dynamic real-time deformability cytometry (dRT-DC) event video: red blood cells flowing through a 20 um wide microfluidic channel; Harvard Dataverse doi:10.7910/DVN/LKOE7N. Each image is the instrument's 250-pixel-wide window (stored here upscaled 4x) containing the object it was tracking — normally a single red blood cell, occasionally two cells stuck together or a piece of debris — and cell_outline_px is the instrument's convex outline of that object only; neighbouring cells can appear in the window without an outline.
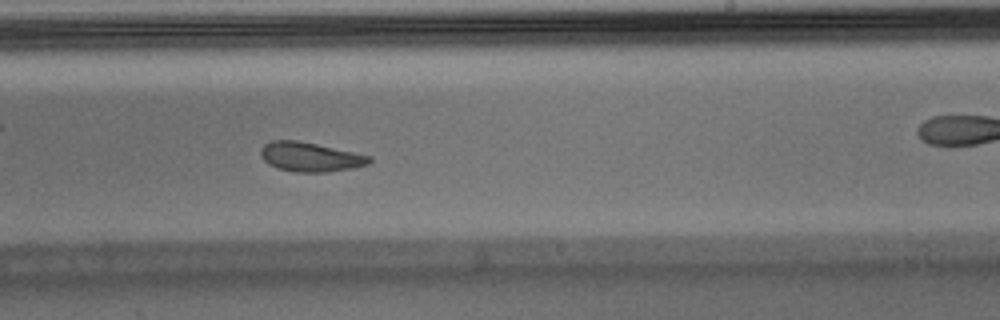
{"species": "Egyptian fruit bat (a non-hibernating species)", "species_latin": "Rousettus aegyptiacus", "temperature_condition": "warm", "stored_images_in_passage": 51, "camera_frame_rate_fps": 3000, "um_per_image_px": 0.085, "animal": {"sex": "male"}, "frame": {"image": 1, "passage_image": 30, "time_ms": 9.667, "image_size_px": [1000, 320], "cell_outline_px": [[372, 160], [368, 164], [352, 168], [324, 172], [296, 172], [280, 168], [268, 164], [260, 156], [260, 148], [264, 144], [272, 140], [296, 140], [316, 144], [372, 156]], "centroid_in_image_um": [26.35, 13.33], "position_along_channel_um": 262.7, "area_um2": 18.44}, "authors_computed_cell_mechanics": {"area_um2": 19.2474, "velocity_mm_per_s": 3.9655, "shape_relaxation_time_tau1_ms": 6.3054, "shape_relaxation_time_tau2_ms": 2.9239, "deformation_change_tau1": 0.1631, "deformation_change_tau2": 0.0981}}